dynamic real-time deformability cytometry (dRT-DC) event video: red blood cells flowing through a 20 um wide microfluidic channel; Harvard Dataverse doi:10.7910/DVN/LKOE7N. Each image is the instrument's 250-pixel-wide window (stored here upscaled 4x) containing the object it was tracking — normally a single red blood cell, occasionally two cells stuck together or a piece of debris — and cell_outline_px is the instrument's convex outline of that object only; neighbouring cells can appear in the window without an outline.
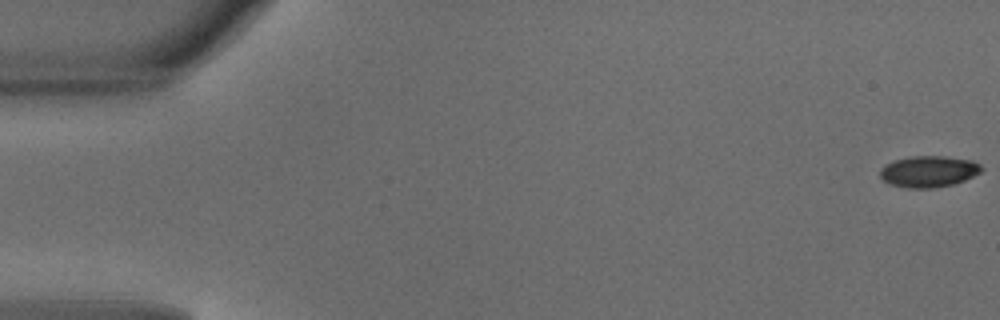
{"species": "common noctule bat (a hibernating species)", "species_latin": "Nyctalus noctula", "temperature_condition": "warm", "stored_images_in_passage": 49, "camera_frame_rate_fps": 3000, "um_per_image_px": 0.085, "animal": {"sex": "male", "body_mass_g": 18.8}, "frame": {"image": 1, "passage_image": 1, "time_ms": 0.0, "image_size_px": [1000, 320], "cell_outline_px": [[984, 168], [980, 172], [964, 180], [952, 184], [932, 188], [908, 188], [892, 184], [884, 180], [880, 176], [880, 168], [896, 160], [912, 156], [944, 156], [972, 160], [980, 164]], "centroid_in_image_um": [78.96, 14.57], "position_along_channel_um": 6.0, "area_um2": 18.26}}
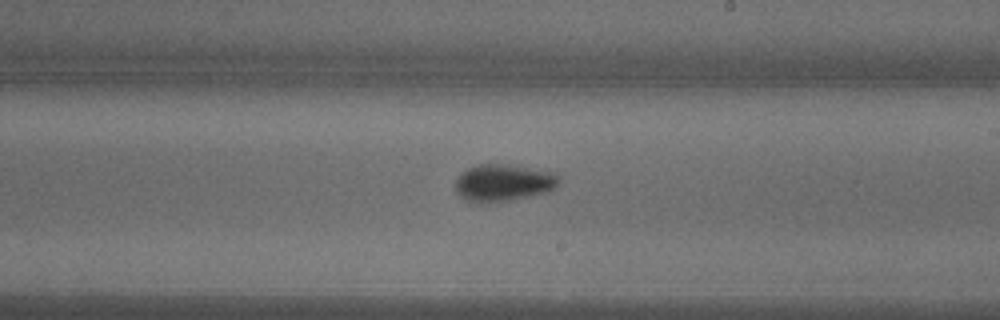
{"frame": {"image": 2, "passage_image": 29, "time_ms": 9.333, "image_size_px": [1000, 320], "cell_outline_px": [[560, 180], [548, 192], [508, 200], [472, 200], [460, 196], [456, 188], [456, 180], [468, 168], [476, 164], [508, 164], [556, 172], [560, 176]], "centroid_in_image_um": [42.86, 15.47], "position_along_channel_um": 246.1, "area_um2": 21.62}}
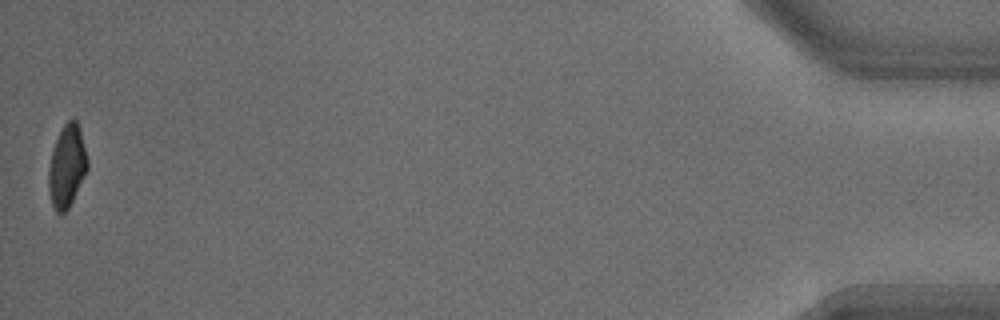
{"frame": {"image": 3, "passage_image": 49, "time_ms": 16.0, "image_size_px": [1000, 320], "cell_outline_px": [[88, 168], [68, 208], [64, 212], [56, 212], [52, 204], [48, 188], [48, 168], [52, 148], [64, 124], [72, 116], [76, 120], [80, 128], [88, 160]], "centroid_in_image_um": [5.68, 14.08], "position_along_channel_um": 429.5, "area_um2": 18.55}, "authors_computed_cell_mechanics": {"area_um2": 19.8832, "velocity_mm_per_s": 4.1576, "shape_relaxation_time_tau1_ms": 3.0913, "shape_relaxation_time_tau2_ms": 2.1179, "deformation_change_tau1": 0.1451, "deformation_change_tau2": 0.0583}}